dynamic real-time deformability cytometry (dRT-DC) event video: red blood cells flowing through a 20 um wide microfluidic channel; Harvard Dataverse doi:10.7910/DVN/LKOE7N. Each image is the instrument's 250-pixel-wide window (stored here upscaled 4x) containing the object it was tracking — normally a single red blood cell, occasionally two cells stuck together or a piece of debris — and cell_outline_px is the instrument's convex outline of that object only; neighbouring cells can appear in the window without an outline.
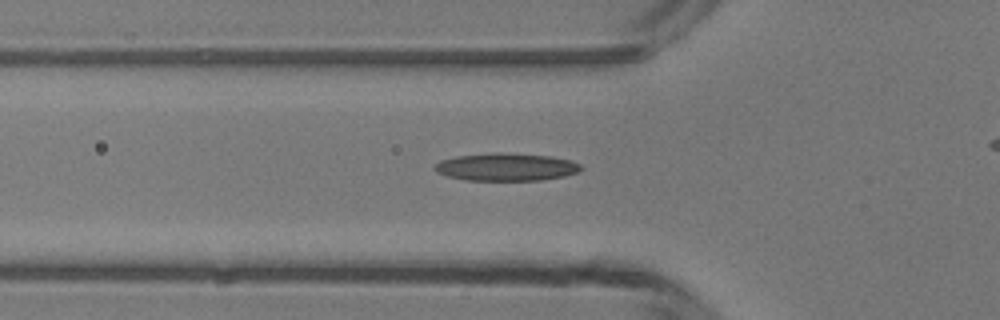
{"species": "common noctule bat (a hibernating species)", "species_latin": "Nyctalus noctula", "temperature_condition": "room temperature", "stored_images_in_passage": 42, "camera_frame_rate_fps": 3000, "um_per_image_px": 0.085, "animal": {"sex": "male", "body_mass_g": 13.3}, "frame": {"image": 1, "passage_image": 16, "time_ms": 5.0, "image_size_px": [1000, 320], "cell_outline_px": [[584, 168], [576, 172], [564, 176], [540, 180], [468, 180], [448, 176], [436, 172], [432, 168], [440, 160], [456, 156], [492, 152], [496, 152], [548, 156], [568, 160], [580, 164]], "centroid_in_image_um": [42.98, 14.19], "position_along_channel_um": 82.8, "area_um2": 23.41}}
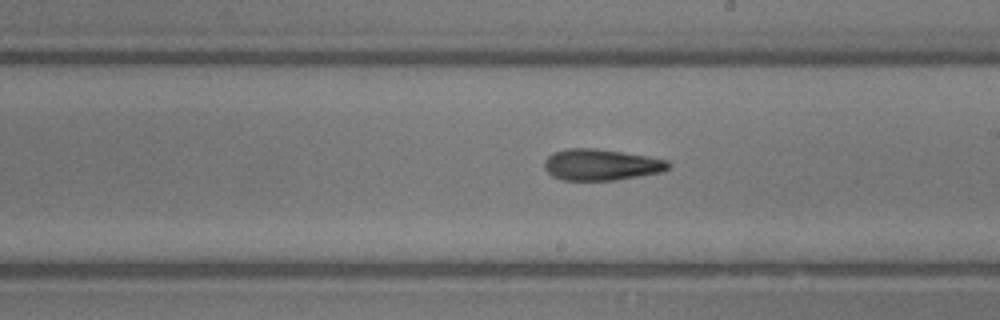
{"frame": {"image": 2, "passage_image": 27, "time_ms": 8.667, "image_size_px": [1000, 320], "cell_outline_px": [[672, 164], [668, 168], [660, 172], [616, 180], [564, 180], [552, 176], [544, 168], [544, 160], [552, 152], [568, 148], [596, 148], [668, 160]], "centroid_in_image_um": [51.05, 14.0], "position_along_channel_um": 237.9, "area_um2": 22.48}}
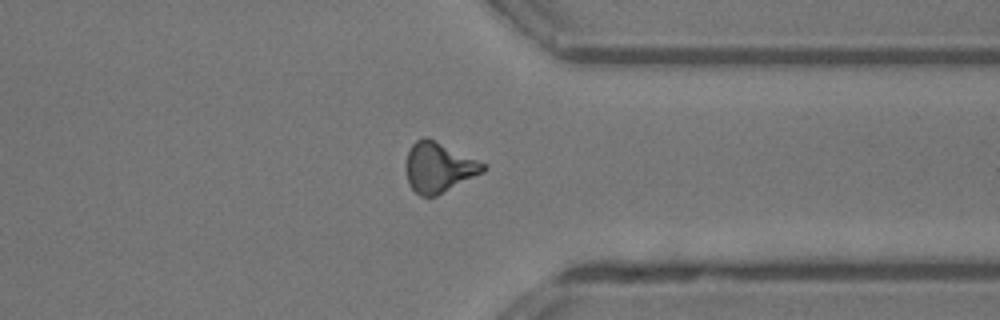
{"frame": {"image": 3, "passage_image": 37, "time_ms": 12.0, "image_size_px": [1000, 320], "cell_outline_px": [[488, 168], [484, 172], [436, 196], [420, 196], [412, 188], [408, 180], [408, 152], [412, 144], [416, 140], [424, 136], [428, 136], [488, 164]], "centroid_in_image_um": [37.36, 14.2], "position_along_channel_um": 374.0, "area_um2": 22.48}, "authors_computed_cell_mechanics": {"area_um2": 21.9929, "velocity_mm_per_s": 4.2021, "shape_relaxation_time_tau1_ms": 10.2245, "shape_relaxation_time_tau2_ms": 4.7634, "deformation_change_tau1": 0.2372, "deformation_change_tau2": 0.1684}}